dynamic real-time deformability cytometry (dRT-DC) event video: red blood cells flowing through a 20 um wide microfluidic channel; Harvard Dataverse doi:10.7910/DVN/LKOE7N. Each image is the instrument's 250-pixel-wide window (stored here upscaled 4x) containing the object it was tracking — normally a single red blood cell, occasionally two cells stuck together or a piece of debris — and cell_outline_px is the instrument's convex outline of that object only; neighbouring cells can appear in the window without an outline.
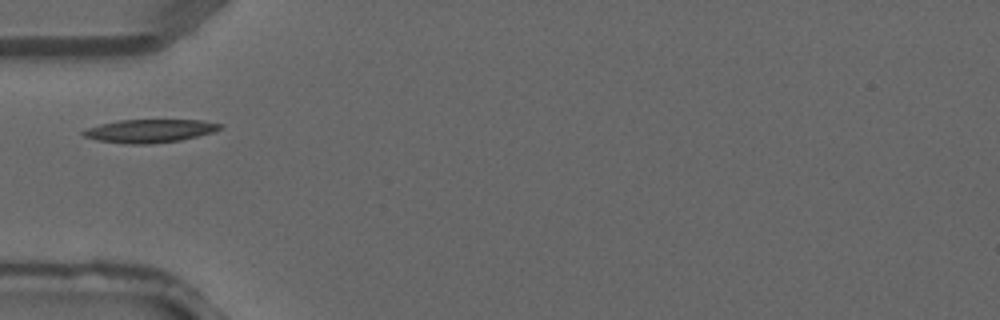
{"species": "common noctule bat (a hibernating species)", "species_latin": "Nyctalus noctula", "temperature_condition": "warm", "stored_images_in_passage": 2, "camera_frame_rate_fps": 3000, "um_per_image_px": 0.085, "animal": {"sex": "male", "forearm_length_mm": 52.5}, "frame": {"image": 1, "passage_image": 2, "time_ms": 0.333, "image_size_px": [1000, 320], "cell_outline_px": [[224, 124], [220, 128], [212, 132], [180, 140], [148, 144], [128, 144], [96, 140], [84, 136], [80, 132], [88, 128], [100, 124], [120, 120], [204, 120]], "centroid_in_image_um": [12.71, 11.12], "position_along_channel_um": 72.3, "area_um2": 18.38}}